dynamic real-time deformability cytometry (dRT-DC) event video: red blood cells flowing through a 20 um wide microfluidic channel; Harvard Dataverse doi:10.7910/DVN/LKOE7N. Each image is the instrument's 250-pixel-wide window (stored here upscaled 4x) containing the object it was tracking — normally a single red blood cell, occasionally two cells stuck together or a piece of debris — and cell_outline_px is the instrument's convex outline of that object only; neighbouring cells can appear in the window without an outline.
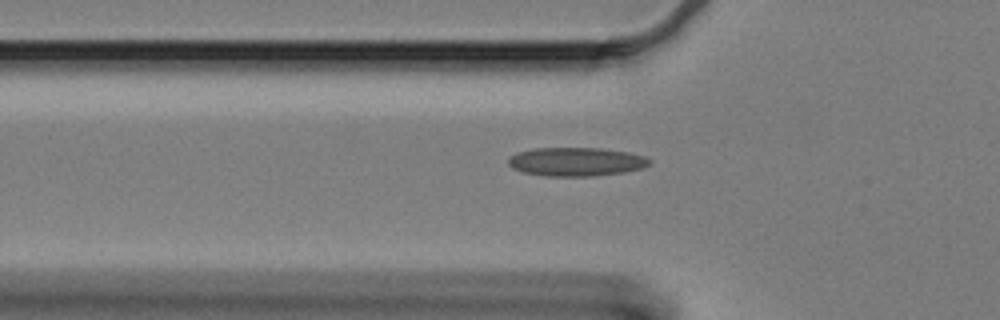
{"species": "Egyptian fruit bat (a non-hibernating species)", "species_latin": "Rousettus aegyptiacus", "temperature_condition": "cold", "stored_images_in_passage": 46, "camera_frame_rate_fps": 3000, "um_per_image_px": 0.085, "animal": {"sex": "female"}, "frame": {"image": 1, "passage_image": 11, "time_ms": 3.333, "image_size_px": [1000, 320], "cell_outline_px": [[652, 164], [644, 168], [624, 172], [596, 176], [544, 176], [524, 172], [512, 168], [508, 164], [508, 156], [516, 152], [532, 148], [600, 148], [628, 152], [644, 156], [652, 160]], "centroid_in_image_um": [48.98, 13.74], "position_along_channel_um": 76.8, "area_um2": 23.93}}
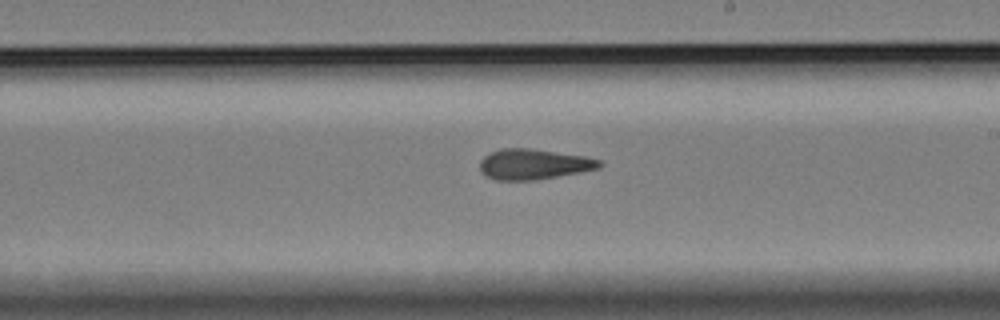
{"frame": {"image": 2, "passage_image": 26, "time_ms": 8.333, "image_size_px": [1000, 320], "cell_outline_px": [[604, 164], [600, 168], [580, 172], [536, 180], [496, 180], [480, 172], [480, 160], [484, 156], [500, 148], [528, 148], [584, 156], [600, 160]], "centroid_in_image_um": [45.36, 13.96], "position_along_channel_um": 243.6, "area_um2": 21.15}}
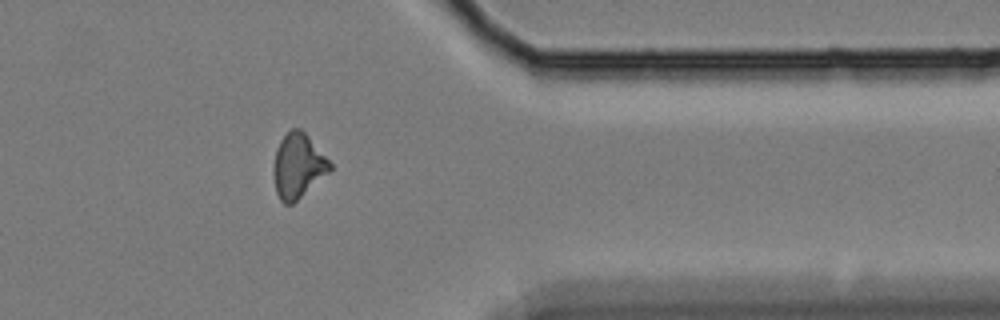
{"frame": {"image": 3, "passage_image": 40, "time_ms": 13.0, "image_size_px": [1000, 320], "cell_outline_px": [[332, 168], [328, 172], [292, 204], [284, 204], [280, 200], [276, 192], [272, 172], [272, 168], [276, 148], [280, 140], [292, 128], [300, 128], [308, 136], [332, 164]], "centroid_in_image_um": [25.28, 14.09], "position_along_channel_um": 386.1, "area_um2": 20.98}}